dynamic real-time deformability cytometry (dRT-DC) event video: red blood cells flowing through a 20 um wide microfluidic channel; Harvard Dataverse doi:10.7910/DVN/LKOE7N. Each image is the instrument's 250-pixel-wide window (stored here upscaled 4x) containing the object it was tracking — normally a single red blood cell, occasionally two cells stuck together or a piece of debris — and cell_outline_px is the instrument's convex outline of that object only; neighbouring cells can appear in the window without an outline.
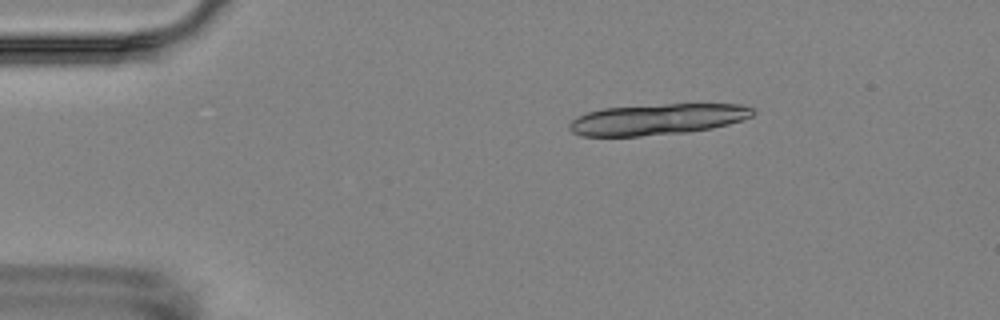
{"species": "Egyptian fruit bat (a non-hibernating species)", "species_latin": "Rousettus aegyptiacus", "temperature_condition": "room temperature", "stored_images_in_passage": 3, "camera_frame_rate_fps": 3000, "um_per_image_px": 0.085, "animal": {"sex": "female"}, "frame": {"image": 1, "passage_image": 2, "time_ms": 2.0, "image_size_px": [1000, 320], "cell_outline_px": [[756, 112], [752, 116], [728, 124], [712, 128], [688, 132], [640, 136], [580, 136], [572, 132], [568, 128], [568, 124], [576, 116], [588, 112], [604, 108], [668, 104], [744, 104], [752, 108]], "centroid_in_image_um": [55.86, 10.14], "position_along_channel_um": 29.1, "area_um2": 33.18}}